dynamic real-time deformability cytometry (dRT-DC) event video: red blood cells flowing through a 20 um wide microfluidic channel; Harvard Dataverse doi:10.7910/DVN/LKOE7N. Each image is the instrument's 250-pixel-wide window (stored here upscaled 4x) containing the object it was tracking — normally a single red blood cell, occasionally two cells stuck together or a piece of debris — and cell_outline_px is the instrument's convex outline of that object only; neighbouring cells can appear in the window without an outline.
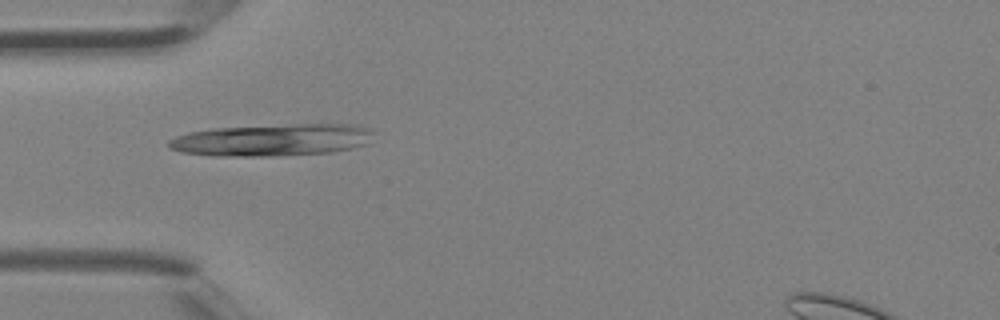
{"species": "Egyptian fruit bat (a non-hibernating species)", "species_latin": "Rousettus aegyptiacus", "temperature_condition": "room temperature", "stored_images_in_passage": 1, "camera_frame_rate_fps": 3000, "um_per_image_px": 0.085, "animal": {"sex": "female"}, "frame": {"image": 1, "passage_image": 1, "time_ms": 0.0, "image_size_px": [1000, 320], "cell_outline_px": [[372, 132], [368, 144], [352, 148], [332, 152], [268, 156], [212, 156], [180, 152], [168, 148], [168, 140], [176, 136], [192, 132], [212, 128], [296, 124], [352, 124], [372, 128]], "centroid_in_image_um": [23.12, 11.9], "position_along_channel_um": 61.9, "area_um2": 38.38}}